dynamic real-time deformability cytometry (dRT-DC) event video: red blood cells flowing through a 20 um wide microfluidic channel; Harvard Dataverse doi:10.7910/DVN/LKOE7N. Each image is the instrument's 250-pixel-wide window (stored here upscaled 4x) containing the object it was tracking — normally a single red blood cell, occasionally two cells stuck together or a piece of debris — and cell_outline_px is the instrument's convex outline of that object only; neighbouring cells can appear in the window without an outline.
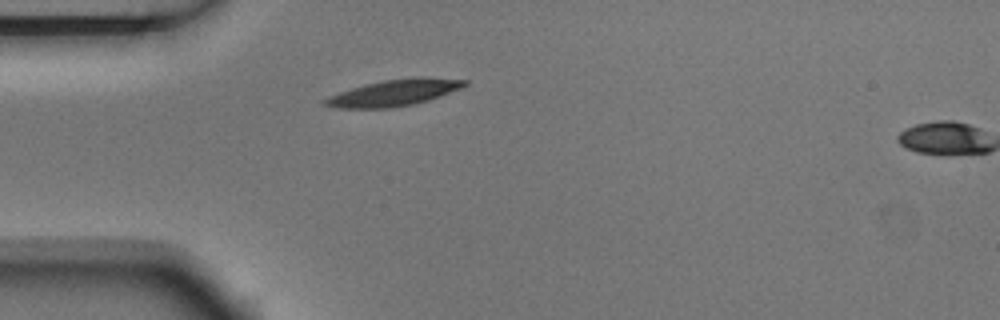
{"species": "Egyptian fruit bat (a non-hibernating species)", "species_latin": "Rousettus aegyptiacus", "temperature_condition": "room temperature", "stored_images_in_passage": 2, "segment_of_instrument_passage": [1, 2], "camera_frame_rate_fps": 3000, "um_per_image_px": 0.085, "animal": {"sex": "male"}, "frame": {"image": 1, "passage_image": 1, "time_ms": 0.0, "image_size_px": [1000, 320], "cell_outline_px": [[468, 84], [460, 88], [440, 96], [428, 100], [412, 104], [392, 108], [336, 108], [324, 104], [320, 100], [328, 96], [364, 84], [384, 80], [416, 76], [428, 76], [468, 80]], "centroid_in_image_um": [33.5, 7.87], "position_along_channel_um": 51.5, "area_um2": 21.62}}